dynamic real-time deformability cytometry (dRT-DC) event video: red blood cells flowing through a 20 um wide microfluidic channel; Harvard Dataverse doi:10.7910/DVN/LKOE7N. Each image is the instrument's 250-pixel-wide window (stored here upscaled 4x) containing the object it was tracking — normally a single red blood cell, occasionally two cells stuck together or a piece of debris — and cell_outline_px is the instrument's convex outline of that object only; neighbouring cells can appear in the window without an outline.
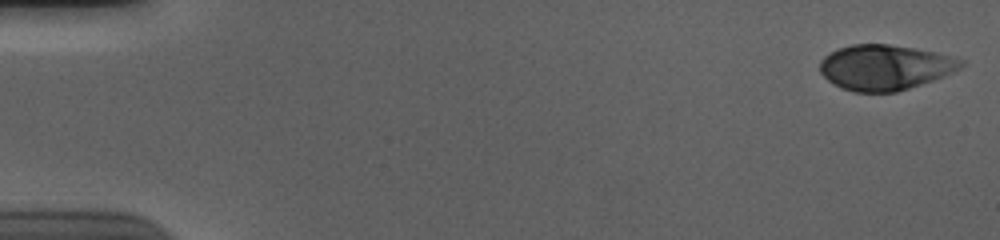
{"species": "human", "species_latin": "Homo sapiens", "temperature_condition": "cold", "stored_images_in_passage": 55, "camera_frame_rate_fps": 3000, "um_per_image_px": 0.085, "donor": {"sex": "male"}, "frame": {"image": 1, "passage_image": 1, "time_ms": 0.0, "image_size_px": [1000, 240], "cell_outline_px": [[964, 64], [960, 68], [944, 76], [896, 92], [856, 92], [840, 88], [828, 80], [820, 72], [820, 60], [828, 52], [852, 44], [888, 44], [912, 48], [932, 52], [964, 60]], "centroid_in_image_um": [75.17, 5.73], "position_along_channel_um": 9.8, "area_um2": 36.88}}
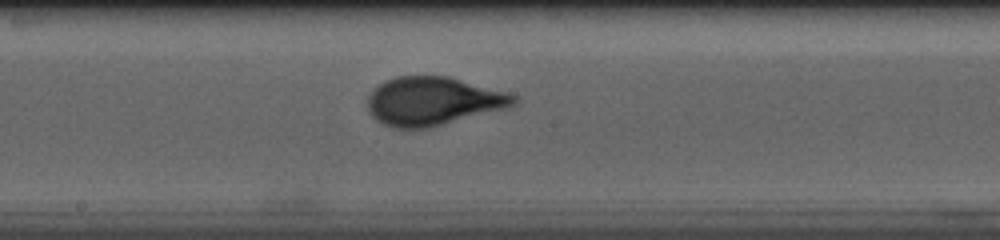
{"frame": {"image": 2, "passage_image": 30, "time_ms": 9.667, "image_size_px": [1000, 240], "cell_outline_px": [[520, 100], [516, 104], [504, 108], [428, 128], [392, 128], [376, 120], [368, 112], [368, 96], [372, 88], [396, 76], [448, 76], [520, 96]], "centroid_in_image_um": [36.78, 8.59], "position_along_channel_um": 211.4, "area_um2": 41.1}}
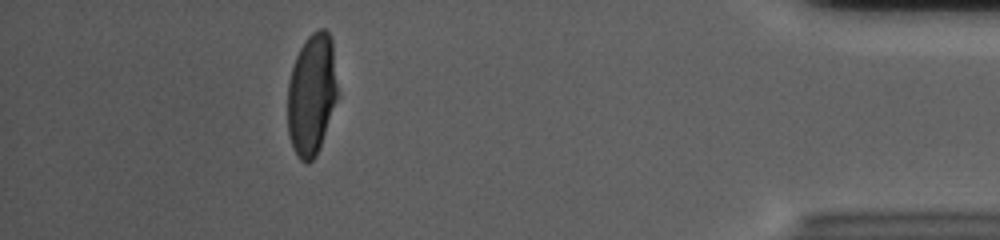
{"frame": {"image": 3, "passage_image": 50, "time_ms": 16.333, "image_size_px": [1000, 240], "cell_outline_px": [[336, 100], [316, 156], [308, 164], [304, 164], [296, 156], [292, 148], [288, 132], [288, 80], [296, 56], [304, 40], [312, 32], [320, 28], [324, 28], [328, 32], [332, 40], [336, 84]], "centroid_in_image_um": [26.46, 8.03], "position_along_channel_um": 408.7, "area_um2": 35.14}, "authors_computed_cell_mechanics": {"area_um2": 38.7838, "velocity_mm_per_s": 3.7077, "shape_relaxation_time_tau1_ms": 4.1152, "shape_relaxation_time_tau2_ms": null, "deformation_change_tau1": 0.2002, "deformation_change_tau2": null}}